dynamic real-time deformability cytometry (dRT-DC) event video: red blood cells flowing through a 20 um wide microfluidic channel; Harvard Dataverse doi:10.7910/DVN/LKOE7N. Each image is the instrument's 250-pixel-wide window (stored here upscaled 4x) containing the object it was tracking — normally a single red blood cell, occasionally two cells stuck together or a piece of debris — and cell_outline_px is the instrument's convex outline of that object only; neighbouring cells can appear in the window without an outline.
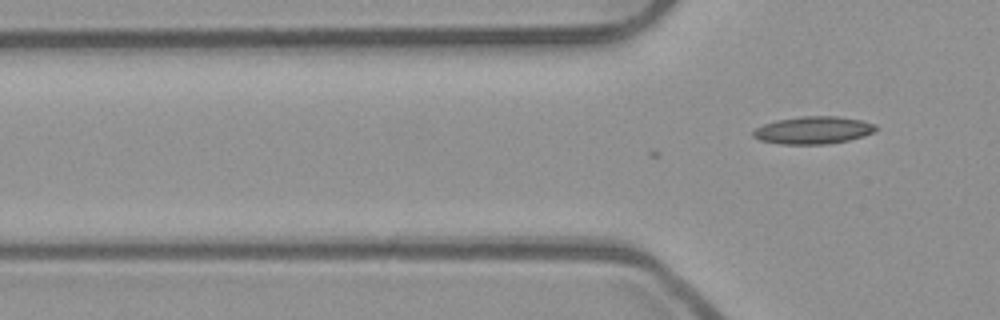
{"species": "common noctule bat (a hibernating species)", "species_latin": "Nyctalus noctula", "temperature_condition": "room temperature", "stored_images_in_passage": 6, "camera_frame_rate_fps": 3000, "um_per_image_px": 0.085, "animal": {"sex": "male", "body_mass_g": 23.1, "forearm_length_mm": 52.7}, "frame": {"image": 1, "passage_image": 6, "time_ms": 1.667, "image_size_px": [1000, 320], "cell_outline_px": [[876, 132], [864, 136], [848, 140], [828, 144], [780, 144], [760, 140], [752, 136], [752, 132], [756, 128], [764, 124], [776, 120], [804, 116], [836, 116], [860, 120], [876, 124]], "centroid_in_image_um": [69.13, 11.07], "position_along_channel_um": 56.7, "area_um2": 19.65}}